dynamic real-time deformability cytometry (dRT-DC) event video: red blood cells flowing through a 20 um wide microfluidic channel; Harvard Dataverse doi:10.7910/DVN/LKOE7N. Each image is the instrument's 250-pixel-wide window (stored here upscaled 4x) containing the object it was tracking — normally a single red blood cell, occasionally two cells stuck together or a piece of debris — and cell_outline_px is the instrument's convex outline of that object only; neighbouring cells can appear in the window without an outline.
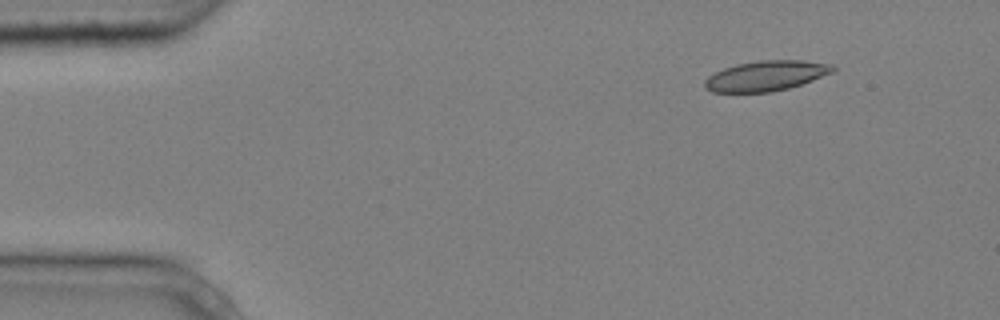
{"species": "common noctule bat (a hibernating species)", "species_latin": "Nyctalus noctula", "temperature_condition": "cold", "stored_images_in_passage": 4, "camera_frame_rate_fps": 3000, "um_per_image_px": 0.085, "animal": {"sex": "male", "body_mass_g": 20.4}, "frame": {"image": 1, "passage_image": 1, "time_ms": 0.0, "image_size_px": [1000, 320], "cell_outline_px": [[836, 68], [832, 72], [812, 80], [788, 88], [772, 92], [712, 92], [704, 84], [704, 80], [708, 76], [724, 68], [736, 64], [760, 60], [800, 60], [832, 64]], "centroid_in_image_um": [65.1, 6.44], "position_along_channel_um": 19.9, "area_um2": 22.31}}
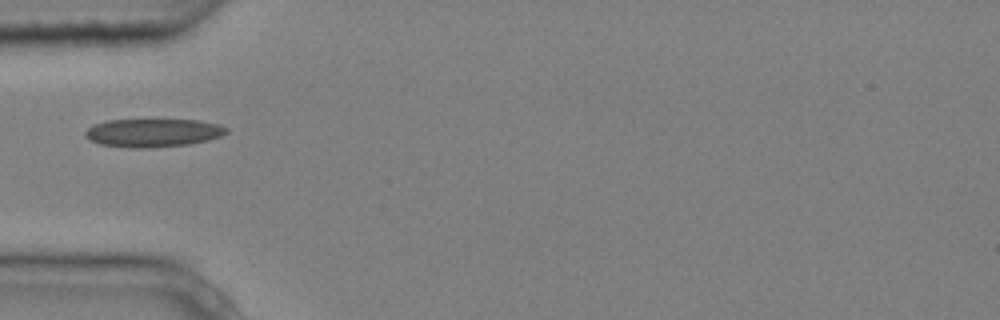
{"frame": {"image": 2, "passage_image": 4, "time_ms": 1.0, "image_size_px": [1000, 320], "cell_outline_px": [[228, 132], [220, 136], [208, 140], [188, 144], [148, 148], [132, 148], [100, 144], [88, 140], [84, 136], [84, 132], [92, 124], [104, 120], [200, 120], [220, 124], [228, 128]], "centroid_in_image_um": [12.98, 11.28], "position_along_channel_um": 72.0, "area_um2": 23.47}}